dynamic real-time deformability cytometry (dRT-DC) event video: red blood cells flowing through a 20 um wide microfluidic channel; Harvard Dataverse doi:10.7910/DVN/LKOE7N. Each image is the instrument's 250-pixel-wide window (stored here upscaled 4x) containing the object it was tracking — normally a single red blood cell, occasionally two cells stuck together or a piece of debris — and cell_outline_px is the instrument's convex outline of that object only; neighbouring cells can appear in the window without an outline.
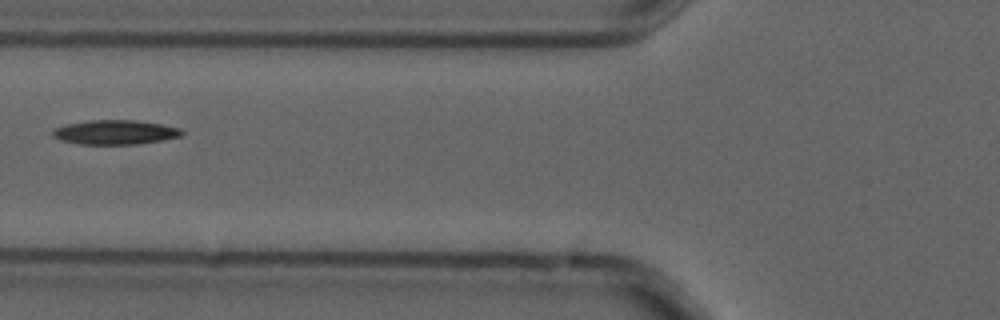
{"species": "common noctule bat (a hibernating species)", "species_latin": "Nyctalus noctula", "temperature_condition": "cold", "stored_images_in_passage": 4, "camera_frame_rate_fps": 3000, "um_per_image_px": 0.085, "animal": {"sex": "male", "forearm_length_mm": 52.5}, "frame": {"image": 1, "passage_image": 4, "time_ms": 1.0, "image_size_px": [1000, 320], "cell_outline_px": [[184, 132], [180, 136], [164, 140], [136, 144], [80, 144], [60, 140], [52, 136], [52, 132], [56, 128], [68, 124], [88, 120], [136, 120], [160, 124], [180, 128]], "centroid_in_image_um": [9.79, 11.24], "position_along_channel_um": 116.0, "area_um2": 18.26}}